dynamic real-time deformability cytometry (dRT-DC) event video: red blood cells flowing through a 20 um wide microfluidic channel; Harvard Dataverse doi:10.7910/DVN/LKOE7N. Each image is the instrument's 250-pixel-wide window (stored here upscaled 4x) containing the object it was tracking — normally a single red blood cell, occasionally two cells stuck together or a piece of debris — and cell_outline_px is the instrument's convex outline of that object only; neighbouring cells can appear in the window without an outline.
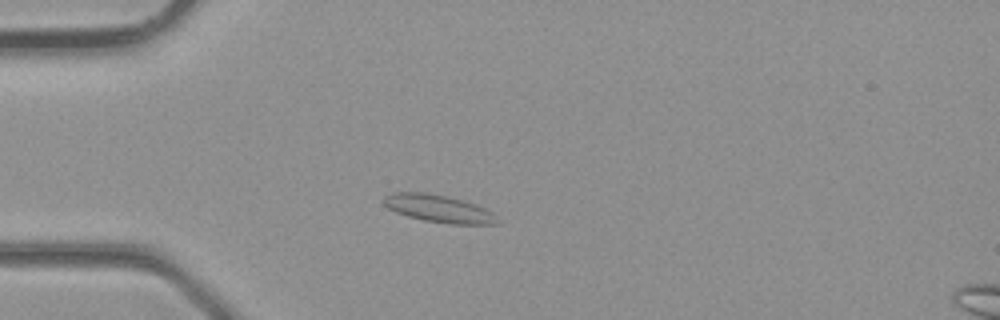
{"species": "common noctule bat (a hibernating species)", "species_latin": "Nyctalus noctula", "temperature_condition": "room temperature", "stored_images_in_passage": 4, "camera_frame_rate_fps": 3000, "um_per_image_px": 0.085, "animal": {"sex": "male", "body_mass_g": 23.1, "forearm_length_mm": 52.7}, "frame": {"image": 1, "passage_image": 3, "time_ms": 0.667, "image_size_px": [1000, 320], "cell_outline_px": [[500, 224], [452, 224], [424, 220], [408, 216], [396, 212], [388, 208], [384, 204], [384, 196], [392, 192], [424, 192], [448, 196], [476, 204], [492, 212], [500, 220]], "centroid_in_image_um": [37.31, 17.73], "position_along_channel_um": 47.7, "area_um2": 18.21}}